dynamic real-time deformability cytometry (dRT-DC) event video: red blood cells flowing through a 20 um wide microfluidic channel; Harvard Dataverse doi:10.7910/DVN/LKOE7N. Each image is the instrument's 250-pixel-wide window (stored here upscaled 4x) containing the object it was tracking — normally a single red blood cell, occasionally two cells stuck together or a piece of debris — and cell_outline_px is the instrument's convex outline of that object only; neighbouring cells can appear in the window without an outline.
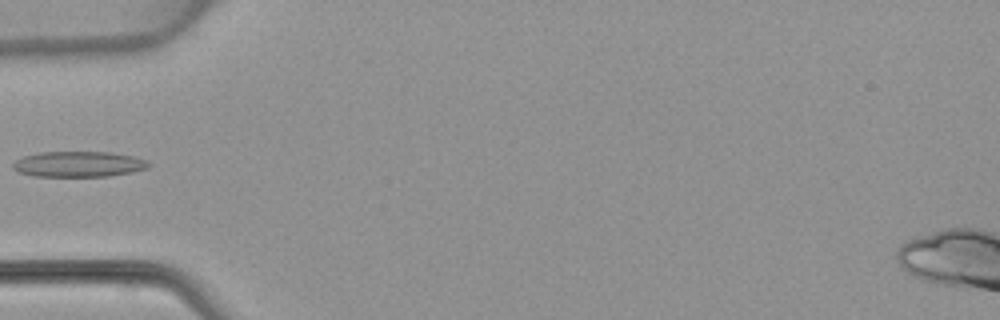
{"species": "common noctule bat (a hibernating species)", "species_latin": "Nyctalus noctula", "temperature_condition": "warm", "stored_images_in_passage": 4, "camera_frame_rate_fps": 3000, "um_per_image_px": 0.085, "animal": {"sex": "female", "body_mass_g": 22.7, "forearm_length_mm": 54.2}, "frame": {"image": 1, "passage_image": 4, "time_ms": 4.667, "image_size_px": [1000, 320], "cell_outline_px": [[152, 164], [148, 168], [132, 172], [108, 176], [32, 176], [20, 172], [12, 168], [12, 164], [16, 160], [24, 156], [40, 152], [112, 152], [132, 156], [148, 160]], "centroid_in_image_um": [6.71, 13.95], "position_along_channel_um": 78.3, "area_um2": 20.29}}